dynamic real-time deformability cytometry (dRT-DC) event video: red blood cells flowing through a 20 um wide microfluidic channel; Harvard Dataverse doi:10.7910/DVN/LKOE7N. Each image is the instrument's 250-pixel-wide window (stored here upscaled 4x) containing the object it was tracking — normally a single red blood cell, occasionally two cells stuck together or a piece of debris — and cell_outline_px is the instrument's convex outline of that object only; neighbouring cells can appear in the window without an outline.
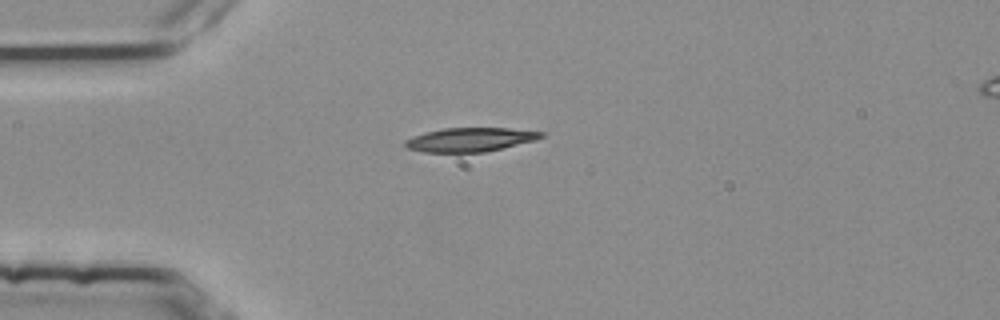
{"species": "common noctule bat (a hibernating species)", "species_latin": "Nyctalus noctula", "temperature_condition": "room temperature", "stored_images_in_passage": 2, "camera_frame_rate_fps": 3000, "um_per_image_px": 0.085, "animal": {"sex": "female", "body_mass_g": 25.1}, "frame": {"image": 1, "passage_image": 1, "time_ms": 0.0, "image_size_px": [1000, 320], "cell_outline_px": [[544, 136], [536, 140], [484, 152], [424, 152], [404, 148], [404, 140], [412, 136], [444, 128], [508, 128], [544, 132]], "centroid_in_image_um": [39.93, 11.87], "position_along_channel_um": 45.1, "area_um2": 18.9}}
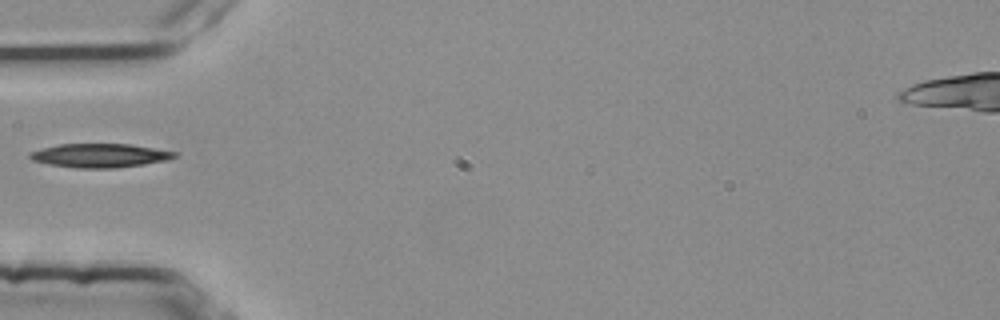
{"frame": {"image": 2, "passage_image": 2, "time_ms": 0.333, "image_size_px": [1000, 320], "cell_outline_px": [[176, 156], [168, 160], [144, 164], [116, 168], [76, 168], [48, 164], [32, 160], [28, 156], [32, 152], [44, 148], [60, 144], [128, 144], [176, 152]], "centroid_in_image_um": [8.49, 13.23], "position_along_channel_um": 76.5, "area_um2": 19.83}}